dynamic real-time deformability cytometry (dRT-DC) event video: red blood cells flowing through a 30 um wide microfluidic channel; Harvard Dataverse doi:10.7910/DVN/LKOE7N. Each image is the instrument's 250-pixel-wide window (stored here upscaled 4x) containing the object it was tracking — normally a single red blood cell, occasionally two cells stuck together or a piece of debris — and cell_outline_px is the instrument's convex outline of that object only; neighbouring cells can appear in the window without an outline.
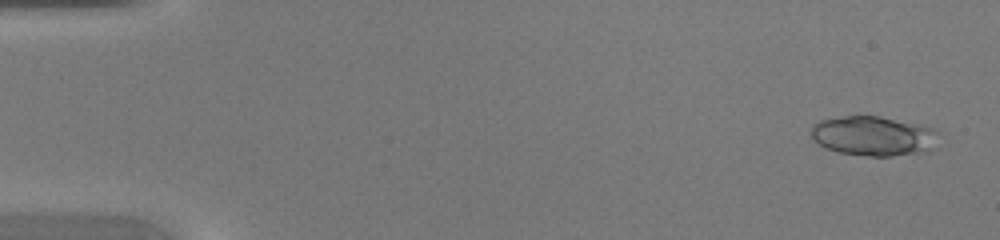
{"species": "common noctule bat (a hibernating species)", "species_latin": "Nyctalus noctula", "temperature_condition": "warm", "stored_images_in_passage": 45, "camera_frame_rate_fps": 3000, "um_per_image_px": 0.085, "animal": {"sex": "female", "body_mass_g": 20.0, "forearm_length_mm": 54.0}, "frame": {"image": 1, "passage_image": 2, "time_ms": 0.333, "image_size_px": [1000, 240], "cell_outline_px": [[940, 132], [936, 148], [932, 152], [892, 156], [872, 156], [836, 152], [820, 144], [812, 136], [812, 124], [820, 120], [844, 116], [880, 116], [932, 128]], "centroid_in_image_um": [74.33, 11.57], "position_along_channel_um": 10.7, "area_um2": 29.65}}
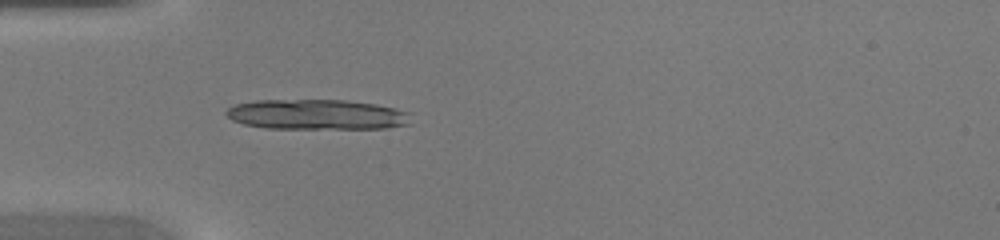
{"frame": {"image": 2, "passage_image": 14, "time_ms": 4.333, "image_size_px": [1000, 240], "cell_outline_px": [[412, 124], [388, 128], [264, 128], [244, 124], [232, 120], [224, 112], [228, 108], [236, 104], [256, 100], [344, 100], [376, 104], [408, 112]], "centroid_in_image_um": [26.93, 9.73], "position_along_channel_um": 58.1, "area_um2": 32.43}}